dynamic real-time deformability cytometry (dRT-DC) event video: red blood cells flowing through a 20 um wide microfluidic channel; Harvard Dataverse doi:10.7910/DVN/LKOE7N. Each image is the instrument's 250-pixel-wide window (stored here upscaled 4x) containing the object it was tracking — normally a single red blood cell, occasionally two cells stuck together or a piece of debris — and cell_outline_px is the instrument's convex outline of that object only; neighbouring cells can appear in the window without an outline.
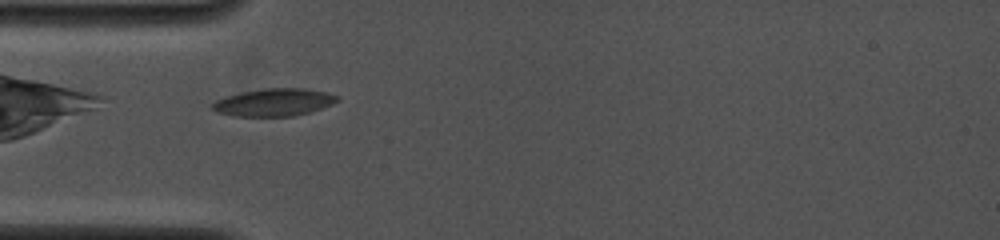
{"species": "common noctule bat (a hibernating species)", "species_latin": "Nyctalus noctula", "temperature_condition": "cold", "stored_images_in_passage": 17, "camera_frame_rate_fps": 4000, "um_per_image_px": 0.085, "animal": {"sex": "female", "body_mass_g": 19.0, "forearm_length_mm": 53.3}, "frame": {"image": 1, "passage_image": 2, "time_ms": 0.5, "image_size_px": [1000, 240], "cell_outline_px": [[340, 100], [332, 104], [308, 112], [292, 116], [232, 116], [216, 112], [212, 108], [212, 104], [216, 100], [224, 96], [240, 92], [264, 88], [304, 88], [328, 92], [340, 96]], "centroid_in_image_um": [23.28, 8.68], "position_along_channel_um": 61.7, "area_um2": 20.17}}
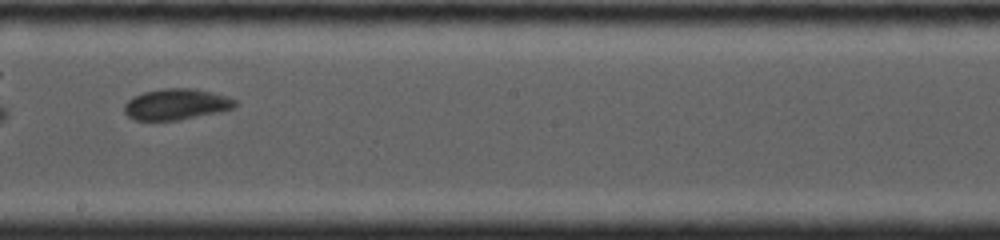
{"frame": {"image": 2, "passage_image": 11, "time_ms": 4.75, "image_size_px": [1000, 240], "cell_outline_px": [[236, 104], [232, 108], [220, 112], [180, 120], [136, 120], [128, 116], [124, 112], [124, 104], [132, 96], [144, 92], [164, 88], [192, 88], [212, 92], [228, 96], [236, 100]], "centroid_in_image_um": [14.98, 8.86], "position_along_channel_um": 233.2, "area_um2": 20.11}}
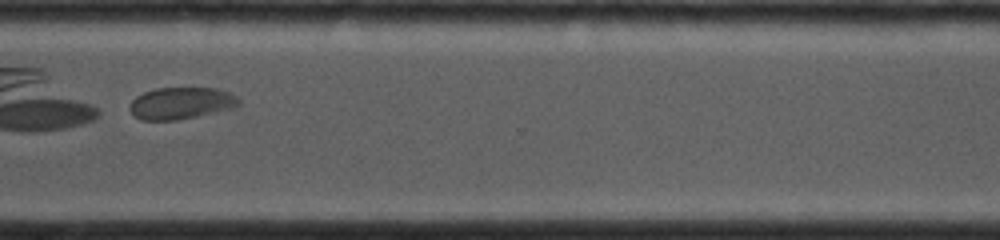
{"frame": {"image": 3, "passage_image": 17, "time_ms": 7.75, "image_size_px": [1000, 240], "cell_outline_px": [[240, 104], [236, 108], [176, 120], [140, 120], [128, 108], [132, 100], [136, 96], [144, 92], [156, 88], [216, 88], [228, 92], [236, 96], [240, 100]], "centroid_in_image_um": [15.4, 8.77], "position_along_channel_um": 355.2, "area_um2": 20.29}}